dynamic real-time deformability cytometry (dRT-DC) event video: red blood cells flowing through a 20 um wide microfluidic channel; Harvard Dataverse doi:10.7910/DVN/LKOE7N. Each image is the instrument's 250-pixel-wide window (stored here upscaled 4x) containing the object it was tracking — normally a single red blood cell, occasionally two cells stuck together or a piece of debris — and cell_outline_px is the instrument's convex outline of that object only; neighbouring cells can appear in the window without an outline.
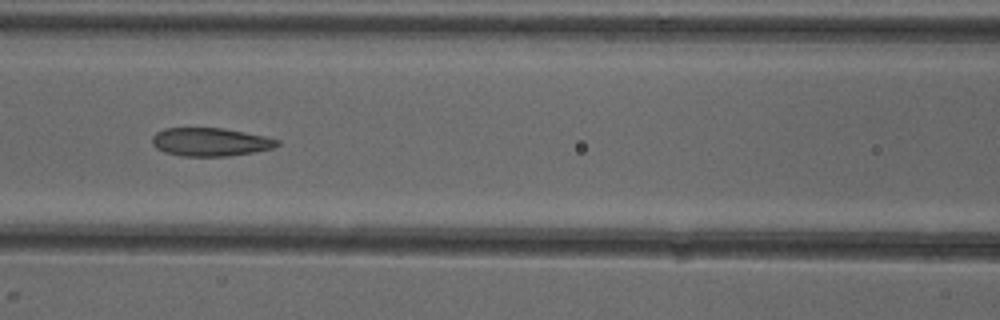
{"species": "common noctule bat (a hibernating species)", "species_latin": "Nyctalus noctula", "temperature_condition": "cold", "stored_images_in_passage": 7, "camera_frame_rate_fps": 3000, "um_per_image_px": 0.085, "animal": {"sex": "female"}, "frame": {"image": 1, "passage_image": 7, "time_ms": 7.0, "image_size_px": [1000, 320], "cell_outline_px": [[280, 144], [272, 148], [252, 152], [228, 156], [180, 156], [164, 152], [156, 148], [152, 144], [152, 136], [156, 132], [164, 128], [220, 128], [264, 136], [280, 140]], "centroid_in_image_um": [17.83, 12.07], "position_along_channel_um": 148.8, "area_um2": 20.52}}